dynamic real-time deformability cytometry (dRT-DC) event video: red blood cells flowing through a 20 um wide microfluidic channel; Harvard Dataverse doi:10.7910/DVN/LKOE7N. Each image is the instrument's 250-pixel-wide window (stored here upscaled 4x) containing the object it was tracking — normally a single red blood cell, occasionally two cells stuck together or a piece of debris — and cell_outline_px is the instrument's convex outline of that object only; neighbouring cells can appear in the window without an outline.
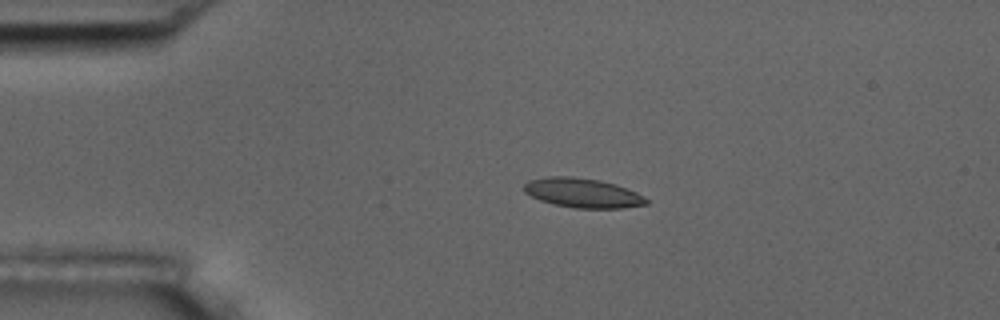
{"species": "common noctule bat (a hibernating species)", "species_latin": "Nyctalus noctula", "temperature_condition": "room temperature", "stored_images_in_passage": 5, "camera_frame_rate_fps": 3000, "um_per_image_px": 0.085, "animal": {"sex": "male", "body_mass_g": 17.5, "forearm_length_mm": 52.3}, "frame": {"image": 1, "passage_image": 4, "time_ms": 3.667, "image_size_px": [1000, 320], "cell_outline_px": [[648, 204], [624, 208], [576, 208], [552, 204], [540, 200], [524, 192], [524, 184], [528, 180], [548, 176], [572, 176], [600, 180], [616, 184], [636, 192], [644, 196], [648, 200]], "centroid_in_image_um": [49.53, 16.39], "position_along_channel_um": 35.5, "area_um2": 21.1}}